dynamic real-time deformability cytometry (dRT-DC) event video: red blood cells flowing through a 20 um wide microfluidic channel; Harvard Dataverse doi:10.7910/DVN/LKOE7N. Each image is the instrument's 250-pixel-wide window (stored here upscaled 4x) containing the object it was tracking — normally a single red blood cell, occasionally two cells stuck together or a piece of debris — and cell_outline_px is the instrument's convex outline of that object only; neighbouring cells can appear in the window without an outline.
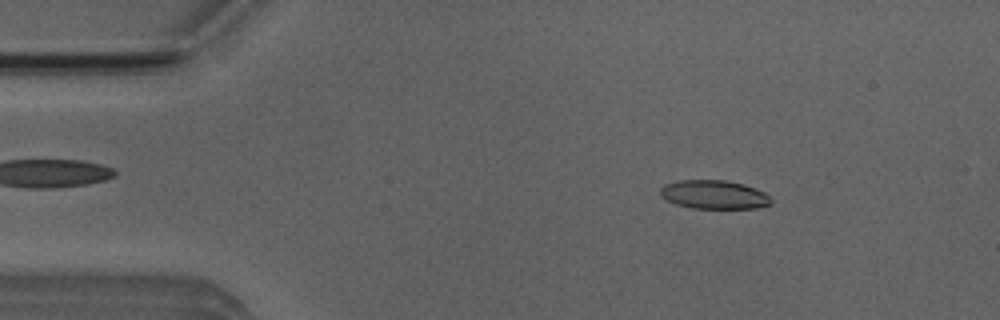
{"species": "Egyptian fruit bat (a non-hibernating species)", "species_latin": "Rousettus aegyptiacus", "temperature_condition": "room temperature", "stored_images_in_passage": 46, "camera_frame_rate_fps": 3000, "um_per_image_px": 0.085, "animal": {"sex": "male"}, "frame": {"image": 1, "passage_image": 2, "time_ms": 0.333, "image_size_px": [1000, 320], "cell_outline_px": [[772, 204], [756, 208], [692, 208], [676, 204], [664, 200], [660, 196], [660, 188], [664, 184], [680, 180], [724, 180], [744, 184], [756, 188], [764, 192], [772, 200]], "centroid_in_image_um": [60.67, 16.54], "position_along_channel_um": 24.3, "area_um2": 18.67}}
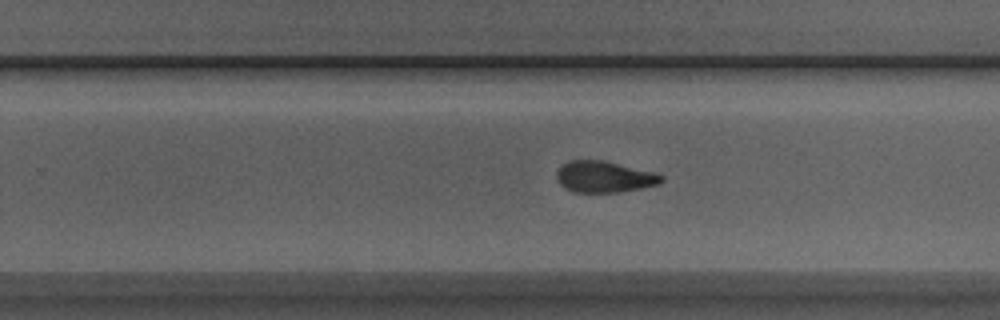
{"frame": {"image": 2, "passage_image": 26, "time_ms": 8.333, "image_size_px": [1000, 320], "cell_outline_px": [[664, 180], [660, 184], [644, 188], [620, 192], [572, 192], [564, 188], [560, 184], [556, 176], [556, 172], [568, 160], [604, 160], [656, 172], [664, 176]], "centroid_in_image_um": [51.41, 15.03], "position_along_channel_um": 278.4, "area_um2": 19.42}}
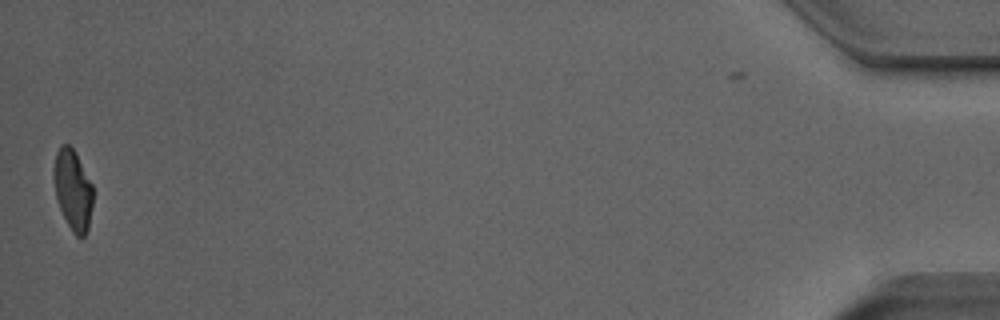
{"frame": {"image": 3, "passage_image": 45, "time_ms": 14.667, "image_size_px": [1000, 320], "cell_outline_px": [[92, 204], [88, 228], [84, 236], [76, 236], [72, 232], [56, 200], [52, 176], [52, 168], [56, 152], [60, 144], [68, 144], [76, 152], [92, 184]], "centroid_in_image_um": [6.16, 16.09], "position_along_channel_um": 429.0, "area_um2": 18.55}, "authors_computed_cell_mechanics": {"area_um2": 19.652, "velocity_mm_per_s": 3.9957, "shape_relaxation_time_tau1_ms": 5.7014, "shape_relaxation_time_tau2_ms": 2.0603, "deformation_change_tau1": 0.2101, "deformation_change_tau2": 0.0988}}